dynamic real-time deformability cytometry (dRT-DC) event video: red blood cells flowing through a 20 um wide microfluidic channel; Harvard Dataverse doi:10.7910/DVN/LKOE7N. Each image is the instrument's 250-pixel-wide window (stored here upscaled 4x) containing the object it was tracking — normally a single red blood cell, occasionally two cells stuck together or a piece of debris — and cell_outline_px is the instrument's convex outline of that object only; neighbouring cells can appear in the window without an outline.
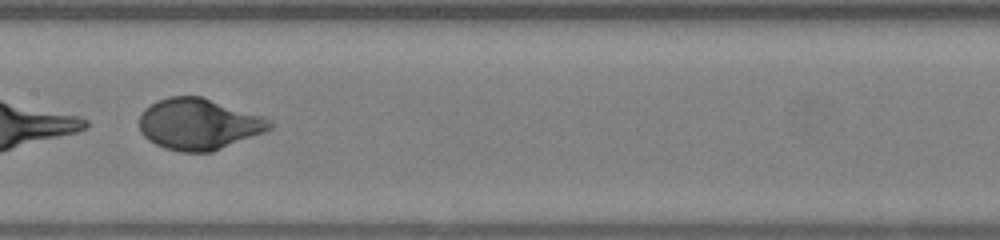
{"species": "human", "species_latin": "Homo sapiens", "temperature_condition": "warm", "stored_images_in_passage": 16, "camera_frame_rate_fps": 3000, "um_per_image_px": 0.085, "donor": {"sex": "female"}, "frame": {"image": 1, "passage_image": 12, "time_ms": 3.667, "image_size_px": [1000, 240], "cell_outline_px": [[272, 128], [264, 132], [212, 152], [180, 152], [164, 148], [148, 140], [140, 132], [140, 116], [144, 108], [168, 96], [200, 96], [260, 116], [268, 120], [272, 124]], "centroid_in_image_um": [16.84, 10.57], "position_along_channel_um": 190.6, "area_um2": 38.44}}